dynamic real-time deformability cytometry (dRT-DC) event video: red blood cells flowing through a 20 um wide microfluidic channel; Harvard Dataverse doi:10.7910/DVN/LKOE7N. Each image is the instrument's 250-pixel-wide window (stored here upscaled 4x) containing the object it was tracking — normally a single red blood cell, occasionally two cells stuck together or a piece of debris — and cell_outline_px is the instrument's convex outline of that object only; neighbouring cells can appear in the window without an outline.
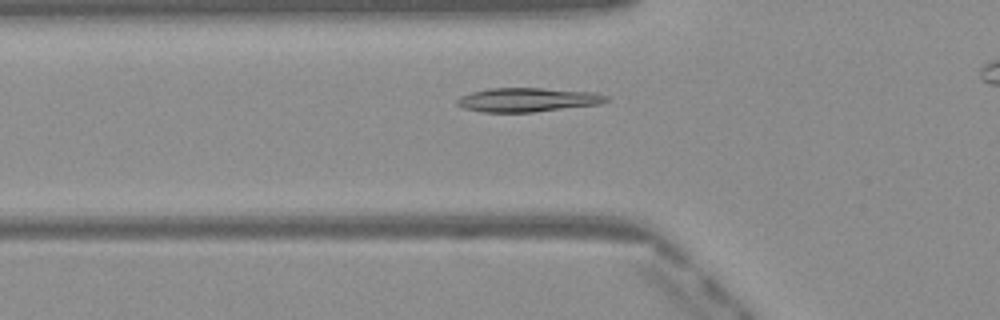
{"species": "Egyptian fruit bat (a non-hibernating species)", "species_latin": "Rousettus aegyptiacus", "temperature_condition": "warm", "stored_images_in_passage": 38, "camera_frame_rate_fps": 3000, "um_per_image_px": 0.085, "frame": {"image": 1, "passage_image": 12, "time_ms": 3.667, "image_size_px": [1000, 320], "cell_outline_px": [[608, 100], [600, 104], [532, 112], [480, 112], [464, 108], [456, 104], [456, 100], [460, 96], [472, 92], [488, 88], [540, 88], [592, 92], [608, 96]], "centroid_in_image_um": [44.8, 8.48], "position_along_channel_um": 81.0, "area_um2": 20.75}}
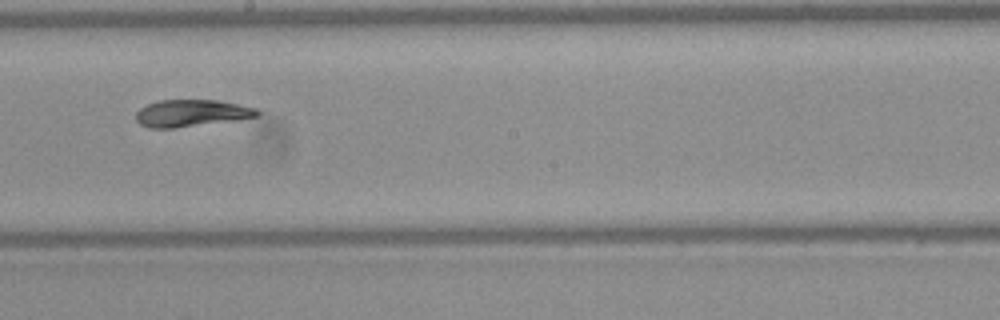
{"frame": {"image": 2, "passage_image": 23, "time_ms": 7.333, "image_size_px": [1000, 320], "cell_outline_px": [[260, 116], [240, 120], [172, 128], [148, 128], [140, 124], [136, 120], [136, 112], [140, 108], [148, 104], [160, 100], [216, 100], [256, 108], [260, 112]], "centroid_in_image_um": [16.29, 9.63], "position_along_channel_um": 231.9, "area_um2": 19.13}}
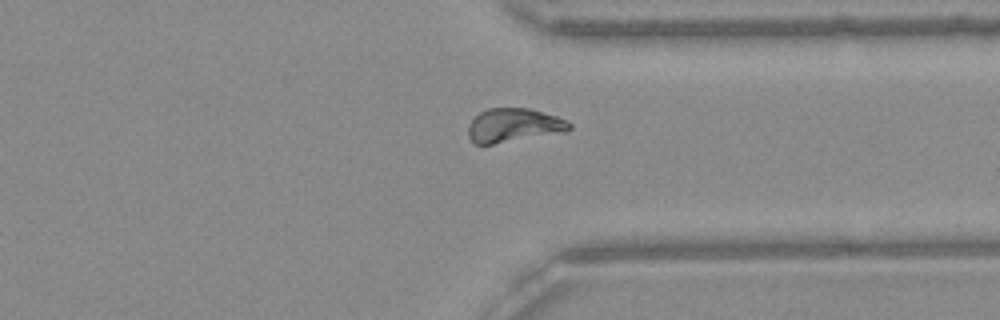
{"frame": {"image": 3, "passage_image": 33, "time_ms": 10.667, "image_size_px": [1000, 320], "cell_outline_px": [[572, 128], [564, 132], [492, 144], [472, 144], [468, 136], [468, 124], [480, 112], [488, 108], [528, 108], [556, 116], [572, 124]], "centroid_in_image_um": [43.62, 10.65], "position_along_channel_um": 367.8, "area_um2": 19.83}}